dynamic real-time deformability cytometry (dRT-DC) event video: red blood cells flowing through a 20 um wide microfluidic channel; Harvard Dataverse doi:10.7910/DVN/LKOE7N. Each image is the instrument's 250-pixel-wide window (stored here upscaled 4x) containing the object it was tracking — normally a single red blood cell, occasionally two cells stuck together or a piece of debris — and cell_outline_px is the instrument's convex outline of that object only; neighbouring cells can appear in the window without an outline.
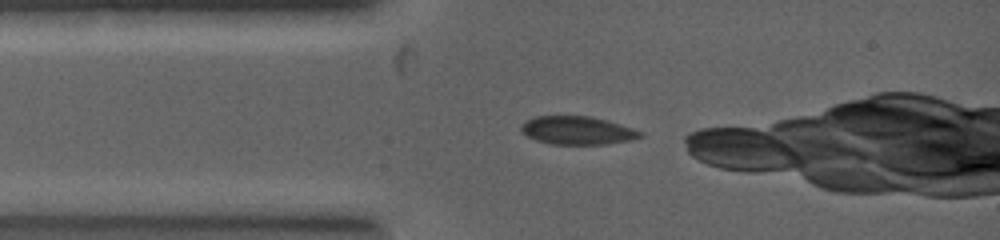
{"species": "common noctule bat (a hibernating species)", "species_latin": "Nyctalus noctula", "temperature_condition": "warm", "stored_images_in_passage": 1, "camera_frame_rate_fps": 5000, "um_per_image_px": 0.085, "animal": {"sex": "female", "body_mass_g": 19.0, "forearm_length_mm": 53.3}, "frame": {"image": 1, "passage_image": 1, "time_ms": 0.0, "image_size_px": [1000, 240], "cell_outline_px": [[644, 136], [632, 140], [604, 144], [552, 144], [536, 140], [528, 136], [520, 128], [520, 124], [532, 116], [592, 116], [620, 124], [644, 132]], "centroid_in_image_um": [49.09, 11.08], "position_along_channel_um": 35.9, "area_um2": 19.65}}